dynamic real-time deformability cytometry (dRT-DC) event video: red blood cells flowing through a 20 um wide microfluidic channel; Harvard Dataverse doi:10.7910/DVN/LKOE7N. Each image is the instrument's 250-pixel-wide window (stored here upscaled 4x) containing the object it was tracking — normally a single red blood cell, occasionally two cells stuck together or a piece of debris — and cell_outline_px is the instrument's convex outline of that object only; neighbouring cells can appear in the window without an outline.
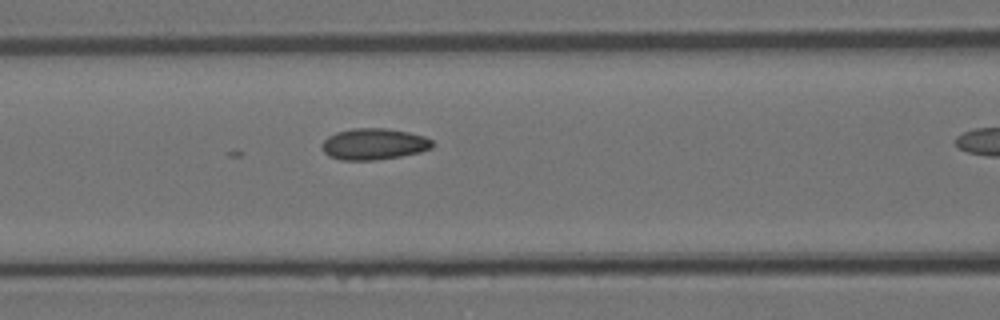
{"species": "Egyptian fruit bat (a non-hibernating species)", "species_latin": "Rousettus aegyptiacus", "temperature_condition": "room temperature", "stored_images_in_passage": 11, "camera_frame_rate_fps": 3000, "um_per_image_px": 0.085, "animal": {"sex": "female"}, "frame": {"image": 1, "passage_image": 10, "time_ms": 3.0, "image_size_px": [1000, 320], "cell_outline_px": [[436, 144], [432, 148], [420, 152], [400, 156], [376, 160], [340, 160], [328, 156], [324, 152], [320, 144], [328, 136], [336, 132], [352, 128], [388, 128], [408, 132], [424, 136], [432, 140]], "centroid_in_image_um": [31.78, 12.24], "position_along_channel_um": 134.8, "area_um2": 20.4}}